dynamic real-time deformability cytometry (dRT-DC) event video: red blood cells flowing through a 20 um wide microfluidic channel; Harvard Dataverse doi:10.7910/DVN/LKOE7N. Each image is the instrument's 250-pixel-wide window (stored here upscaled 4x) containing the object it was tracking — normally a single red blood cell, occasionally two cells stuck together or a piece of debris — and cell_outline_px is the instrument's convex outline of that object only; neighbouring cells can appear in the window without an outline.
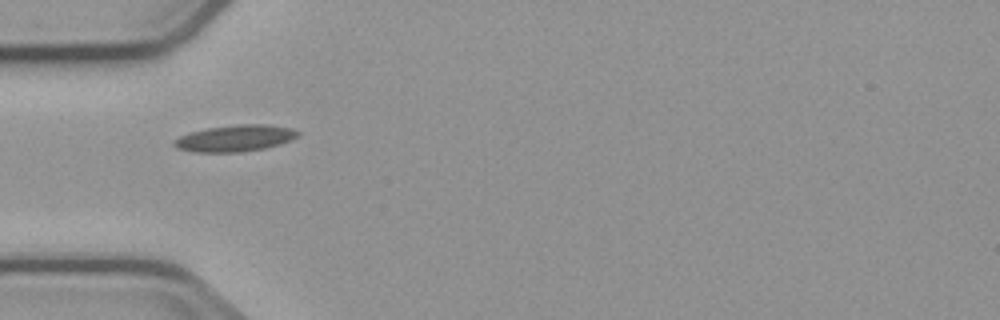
{"species": "common noctule bat (a hibernating species)", "species_latin": "Nyctalus noctula", "temperature_condition": "cold", "stored_images_in_passage": 3, "camera_frame_rate_fps": 3000, "um_per_image_px": 0.085, "animal": {"sex": "male", "body_mass_g": 23.1, "forearm_length_mm": 52.7}, "frame": {"image": 1, "passage_image": 1, "time_ms": 0.0, "image_size_px": [1000, 320], "cell_outline_px": [[300, 136], [280, 144], [264, 148], [240, 152], [192, 152], [176, 148], [172, 144], [172, 140], [188, 132], [208, 128], [236, 124], [268, 124], [292, 128], [300, 132]], "centroid_in_image_um": [19.96, 11.74], "position_along_channel_um": 65.0, "area_um2": 19.36}}
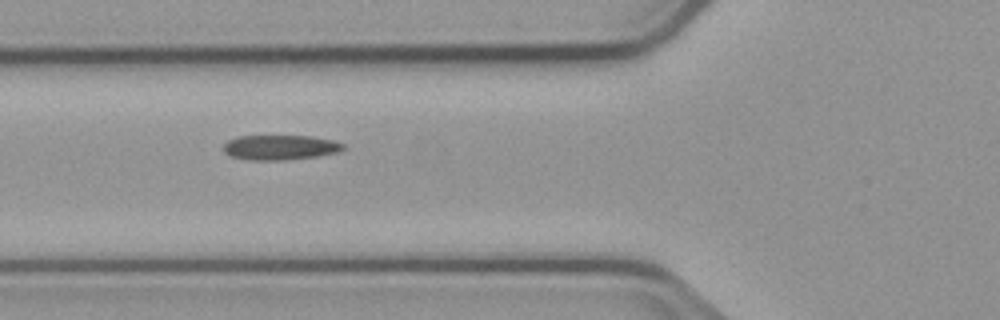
{"frame": {"image": 2, "passage_image": 2, "time_ms": 1.0, "image_size_px": [1000, 320], "cell_outline_px": [[344, 148], [340, 152], [316, 156], [284, 160], [248, 160], [232, 156], [224, 152], [224, 144], [228, 140], [236, 136], [312, 136], [332, 140], [344, 144]], "centroid_in_image_um": [23.81, 12.52], "position_along_channel_um": 102.0, "area_um2": 17.34}}
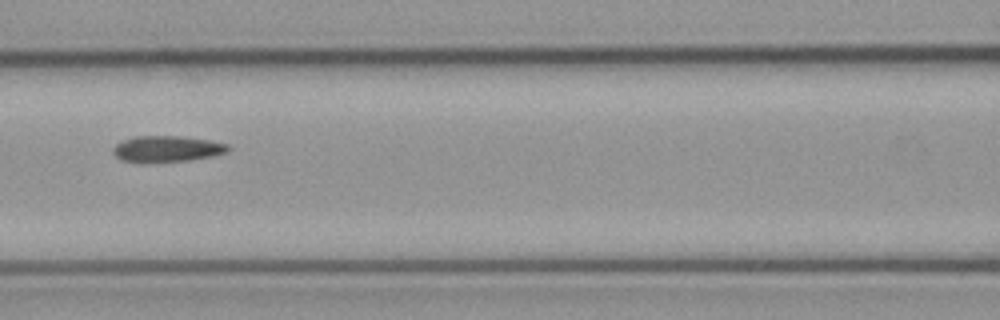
{"frame": {"image": 3, "passage_image": 3, "time_ms": 2.333, "image_size_px": [1000, 320], "cell_outline_px": [[232, 148], [228, 152], [212, 156], [188, 160], [148, 164], [120, 160], [112, 152], [112, 148], [116, 144], [132, 136], [180, 136], [208, 140], [228, 144]], "centroid_in_image_um": [14.16, 12.67], "position_along_channel_um": 152.4, "area_um2": 17.92}}